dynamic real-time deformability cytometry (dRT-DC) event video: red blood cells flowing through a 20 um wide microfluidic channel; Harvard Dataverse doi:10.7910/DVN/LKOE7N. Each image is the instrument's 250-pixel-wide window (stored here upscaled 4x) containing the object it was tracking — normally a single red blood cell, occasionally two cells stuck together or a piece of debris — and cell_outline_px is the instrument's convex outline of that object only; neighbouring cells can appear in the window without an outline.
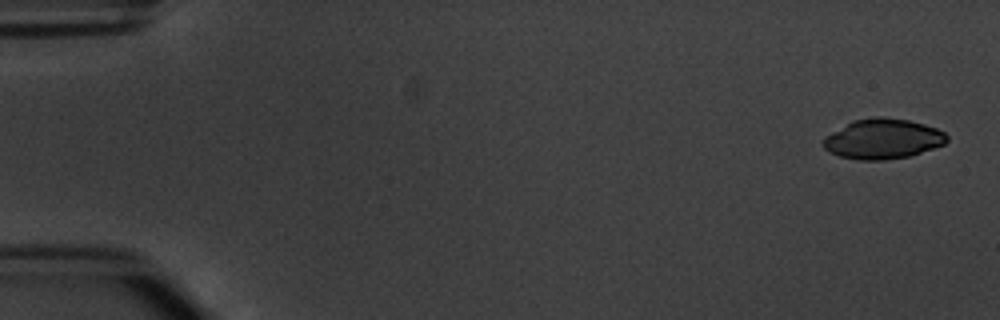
{"species": "common noctule bat (a hibernating species)", "species_latin": "Nyctalus noctula", "temperature_condition": "warm", "stored_images_in_passage": 5, "camera_frame_rate_fps": 3000, "um_per_image_px": 0.085, "animal": {"sex": "male", "body_mass_g": 20.1, "forearm_length_mm": 53.5}, "frame": {"image": 1, "passage_image": 1, "time_ms": 0.0, "image_size_px": [1000, 320], "cell_outline_px": [[948, 140], [944, 144], [908, 156], [884, 160], [860, 160], [840, 156], [824, 148], [820, 144], [824, 136], [852, 120], [876, 116], [884, 116], [908, 120], [924, 124], [936, 128], [944, 132], [948, 136]], "centroid_in_image_um": [75.0, 11.79], "position_along_channel_um": 10.0, "area_um2": 28.9}}